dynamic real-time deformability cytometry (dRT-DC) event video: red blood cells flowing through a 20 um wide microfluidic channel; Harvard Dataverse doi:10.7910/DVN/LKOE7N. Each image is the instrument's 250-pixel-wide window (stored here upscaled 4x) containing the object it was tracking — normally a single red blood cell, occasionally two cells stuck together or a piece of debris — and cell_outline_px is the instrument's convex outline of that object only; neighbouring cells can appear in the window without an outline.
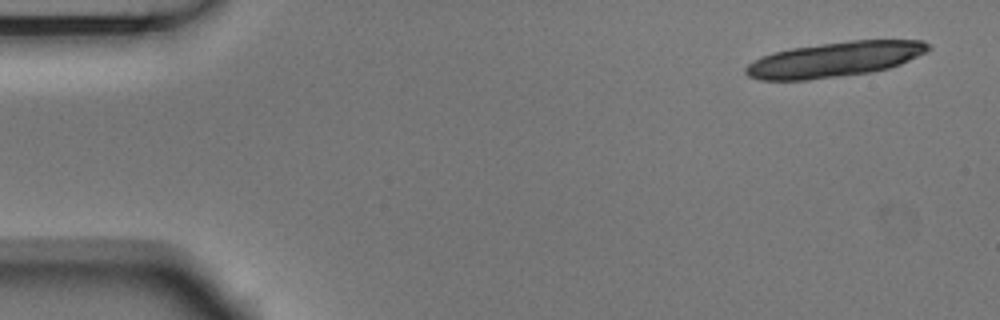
{"species": "Egyptian fruit bat (a non-hibernating species)", "species_latin": "Rousettus aegyptiacus", "temperature_condition": "room temperature", "stored_images_in_passage": 6, "camera_frame_rate_fps": 3000, "um_per_image_px": 0.085, "animal": {"sex": "male"}, "frame": {"image": 1, "passage_image": 1, "time_ms": 0.0, "image_size_px": [1000, 320], "cell_outline_px": [[932, 48], [928, 52], [900, 64], [888, 68], [872, 72], [804, 80], [760, 80], [748, 76], [744, 72], [744, 68], [748, 64], [772, 52], [792, 48], [820, 44], [852, 40], [924, 40]], "centroid_in_image_um": [70.98, 5.05], "position_along_channel_um": 14.0, "area_um2": 37.11}}
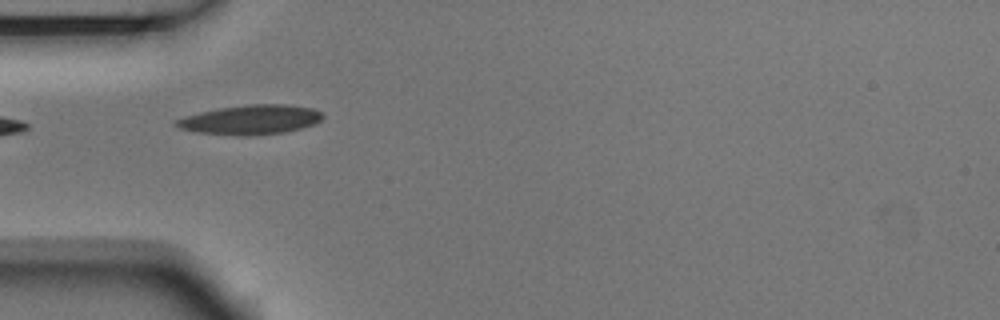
{"frame": {"image": 2, "passage_image": 5, "time_ms": 1.333, "image_size_px": [1000, 320], "cell_outline_px": [[324, 116], [320, 120], [312, 124], [300, 128], [284, 132], [244, 136], [200, 132], [180, 128], [172, 124], [172, 120], [184, 116], [200, 112], [220, 108], [248, 104], [288, 104], [312, 108], [320, 112]], "centroid_in_image_um": [21.26, 10.16], "position_along_channel_um": 63.7, "area_um2": 24.97}}
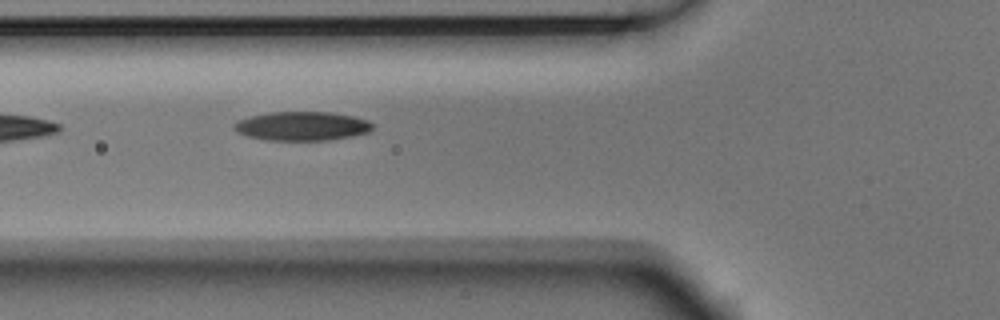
{"frame": {"image": 3, "passage_image": 6, "time_ms": 1.667, "image_size_px": [1000, 320], "cell_outline_px": [[372, 128], [368, 132], [352, 136], [328, 140], [268, 140], [248, 136], [236, 132], [232, 128], [232, 124], [240, 120], [252, 116], [268, 112], [332, 112], [356, 116], [368, 120], [372, 124]], "centroid_in_image_um": [25.67, 10.71], "position_along_channel_um": 100.1, "area_um2": 23.41}}